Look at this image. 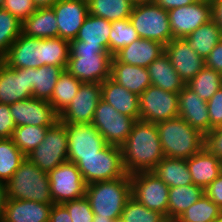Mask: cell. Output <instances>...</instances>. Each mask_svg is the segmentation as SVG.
Here are the masks:
<instances>
[{
	"mask_svg": "<svg viewBox=\"0 0 222 222\" xmlns=\"http://www.w3.org/2000/svg\"><path fill=\"white\" fill-rule=\"evenodd\" d=\"M70 54V41L60 38H34L23 33L10 46L3 62L10 68H39L54 65L64 70Z\"/></svg>",
	"mask_w": 222,
	"mask_h": 222,
	"instance_id": "obj_1",
	"label": "cell"
},
{
	"mask_svg": "<svg viewBox=\"0 0 222 222\" xmlns=\"http://www.w3.org/2000/svg\"><path fill=\"white\" fill-rule=\"evenodd\" d=\"M127 174L151 171L163 158L157 125L138 120L120 146Z\"/></svg>",
	"mask_w": 222,
	"mask_h": 222,
	"instance_id": "obj_2",
	"label": "cell"
},
{
	"mask_svg": "<svg viewBox=\"0 0 222 222\" xmlns=\"http://www.w3.org/2000/svg\"><path fill=\"white\" fill-rule=\"evenodd\" d=\"M112 57L105 47L73 39L66 70L82 83H102L110 78Z\"/></svg>",
	"mask_w": 222,
	"mask_h": 222,
	"instance_id": "obj_3",
	"label": "cell"
},
{
	"mask_svg": "<svg viewBox=\"0 0 222 222\" xmlns=\"http://www.w3.org/2000/svg\"><path fill=\"white\" fill-rule=\"evenodd\" d=\"M85 196L90 202L94 215L114 221L120 220L125 204L131 197L130 175L88 184Z\"/></svg>",
	"mask_w": 222,
	"mask_h": 222,
	"instance_id": "obj_4",
	"label": "cell"
},
{
	"mask_svg": "<svg viewBox=\"0 0 222 222\" xmlns=\"http://www.w3.org/2000/svg\"><path fill=\"white\" fill-rule=\"evenodd\" d=\"M156 125L164 157L187 160L204 147V135L181 117Z\"/></svg>",
	"mask_w": 222,
	"mask_h": 222,
	"instance_id": "obj_5",
	"label": "cell"
},
{
	"mask_svg": "<svg viewBox=\"0 0 222 222\" xmlns=\"http://www.w3.org/2000/svg\"><path fill=\"white\" fill-rule=\"evenodd\" d=\"M6 189L7 198L54 204L47 173L27 157L6 182Z\"/></svg>",
	"mask_w": 222,
	"mask_h": 222,
	"instance_id": "obj_6",
	"label": "cell"
},
{
	"mask_svg": "<svg viewBox=\"0 0 222 222\" xmlns=\"http://www.w3.org/2000/svg\"><path fill=\"white\" fill-rule=\"evenodd\" d=\"M138 36L167 45L173 38L168 11L152 0L134 5L129 17Z\"/></svg>",
	"mask_w": 222,
	"mask_h": 222,
	"instance_id": "obj_7",
	"label": "cell"
},
{
	"mask_svg": "<svg viewBox=\"0 0 222 222\" xmlns=\"http://www.w3.org/2000/svg\"><path fill=\"white\" fill-rule=\"evenodd\" d=\"M76 166L87 185L99 181L114 180L127 174L123 165L121 147L115 145L107 144L97 152V155L81 157Z\"/></svg>",
	"mask_w": 222,
	"mask_h": 222,
	"instance_id": "obj_8",
	"label": "cell"
},
{
	"mask_svg": "<svg viewBox=\"0 0 222 222\" xmlns=\"http://www.w3.org/2000/svg\"><path fill=\"white\" fill-rule=\"evenodd\" d=\"M41 171H52L68 161V138L65 125L58 121L49 127L44 140L26 156Z\"/></svg>",
	"mask_w": 222,
	"mask_h": 222,
	"instance_id": "obj_9",
	"label": "cell"
},
{
	"mask_svg": "<svg viewBox=\"0 0 222 222\" xmlns=\"http://www.w3.org/2000/svg\"><path fill=\"white\" fill-rule=\"evenodd\" d=\"M179 93L149 86L139 96V120L160 123L178 117Z\"/></svg>",
	"mask_w": 222,
	"mask_h": 222,
	"instance_id": "obj_10",
	"label": "cell"
},
{
	"mask_svg": "<svg viewBox=\"0 0 222 222\" xmlns=\"http://www.w3.org/2000/svg\"><path fill=\"white\" fill-rule=\"evenodd\" d=\"M136 119L117 112L110 104L100 100L92 124L104 137L108 145L121 146L132 132Z\"/></svg>",
	"mask_w": 222,
	"mask_h": 222,
	"instance_id": "obj_11",
	"label": "cell"
},
{
	"mask_svg": "<svg viewBox=\"0 0 222 222\" xmlns=\"http://www.w3.org/2000/svg\"><path fill=\"white\" fill-rule=\"evenodd\" d=\"M131 196L150 210L167 219L169 186L151 171L130 174Z\"/></svg>",
	"mask_w": 222,
	"mask_h": 222,
	"instance_id": "obj_12",
	"label": "cell"
},
{
	"mask_svg": "<svg viewBox=\"0 0 222 222\" xmlns=\"http://www.w3.org/2000/svg\"><path fill=\"white\" fill-rule=\"evenodd\" d=\"M47 175L54 204H63L85 196L87 184L76 164L67 161Z\"/></svg>",
	"mask_w": 222,
	"mask_h": 222,
	"instance_id": "obj_13",
	"label": "cell"
},
{
	"mask_svg": "<svg viewBox=\"0 0 222 222\" xmlns=\"http://www.w3.org/2000/svg\"><path fill=\"white\" fill-rule=\"evenodd\" d=\"M68 161L76 164L81 157L97 155L106 145L104 137L93 124H67Z\"/></svg>",
	"mask_w": 222,
	"mask_h": 222,
	"instance_id": "obj_14",
	"label": "cell"
},
{
	"mask_svg": "<svg viewBox=\"0 0 222 222\" xmlns=\"http://www.w3.org/2000/svg\"><path fill=\"white\" fill-rule=\"evenodd\" d=\"M168 18L174 39L183 38L212 19L210 0L168 10Z\"/></svg>",
	"mask_w": 222,
	"mask_h": 222,
	"instance_id": "obj_15",
	"label": "cell"
},
{
	"mask_svg": "<svg viewBox=\"0 0 222 222\" xmlns=\"http://www.w3.org/2000/svg\"><path fill=\"white\" fill-rule=\"evenodd\" d=\"M101 97V83H81L76 96L59 115V121L67 124H92Z\"/></svg>",
	"mask_w": 222,
	"mask_h": 222,
	"instance_id": "obj_16",
	"label": "cell"
},
{
	"mask_svg": "<svg viewBox=\"0 0 222 222\" xmlns=\"http://www.w3.org/2000/svg\"><path fill=\"white\" fill-rule=\"evenodd\" d=\"M10 113L15 126H53L59 121V114L47 101L34 97L10 104Z\"/></svg>",
	"mask_w": 222,
	"mask_h": 222,
	"instance_id": "obj_17",
	"label": "cell"
},
{
	"mask_svg": "<svg viewBox=\"0 0 222 222\" xmlns=\"http://www.w3.org/2000/svg\"><path fill=\"white\" fill-rule=\"evenodd\" d=\"M33 97L31 68H10L0 61V103L12 104Z\"/></svg>",
	"mask_w": 222,
	"mask_h": 222,
	"instance_id": "obj_18",
	"label": "cell"
},
{
	"mask_svg": "<svg viewBox=\"0 0 222 222\" xmlns=\"http://www.w3.org/2000/svg\"><path fill=\"white\" fill-rule=\"evenodd\" d=\"M58 25V37L71 41L88 15L87 0H59L51 7Z\"/></svg>",
	"mask_w": 222,
	"mask_h": 222,
	"instance_id": "obj_19",
	"label": "cell"
},
{
	"mask_svg": "<svg viewBox=\"0 0 222 222\" xmlns=\"http://www.w3.org/2000/svg\"><path fill=\"white\" fill-rule=\"evenodd\" d=\"M165 54L185 84L205 66V59L192 50L183 38L172 39L165 45Z\"/></svg>",
	"mask_w": 222,
	"mask_h": 222,
	"instance_id": "obj_20",
	"label": "cell"
},
{
	"mask_svg": "<svg viewBox=\"0 0 222 222\" xmlns=\"http://www.w3.org/2000/svg\"><path fill=\"white\" fill-rule=\"evenodd\" d=\"M178 117L183 118L192 128H196L203 135L210 131L207 102L187 86L179 92Z\"/></svg>",
	"mask_w": 222,
	"mask_h": 222,
	"instance_id": "obj_21",
	"label": "cell"
},
{
	"mask_svg": "<svg viewBox=\"0 0 222 222\" xmlns=\"http://www.w3.org/2000/svg\"><path fill=\"white\" fill-rule=\"evenodd\" d=\"M165 53V45L158 41L139 38L118 51L114 57L120 63L147 68Z\"/></svg>",
	"mask_w": 222,
	"mask_h": 222,
	"instance_id": "obj_22",
	"label": "cell"
},
{
	"mask_svg": "<svg viewBox=\"0 0 222 222\" xmlns=\"http://www.w3.org/2000/svg\"><path fill=\"white\" fill-rule=\"evenodd\" d=\"M52 205L7 198L2 222H49Z\"/></svg>",
	"mask_w": 222,
	"mask_h": 222,
	"instance_id": "obj_23",
	"label": "cell"
},
{
	"mask_svg": "<svg viewBox=\"0 0 222 222\" xmlns=\"http://www.w3.org/2000/svg\"><path fill=\"white\" fill-rule=\"evenodd\" d=\"M110 78L138 96L151 86L147 68L120 63L114 56L111 60Z\"/></svg>",
	"mask_w": 222,
	"mask_h": 222,
	"instance_id": "obj_24",
	"label": "cell"
},
{
	"mask_svg": "<svg viewBox=\"0 0 222 222\" xmlns=\"http://www.w3.org/2000/svg\"><path fill=\"white\" fill-rule=\"evenodd\" d=\"M101 99L110 104L117 112L139 120V96L111 78L101 83Z\"/></svg>",
	"mask_w": 222,
	"mask_h": 222,
	"instance_id": "obj_25",
	"label": "cell"
},
{
	"mask_svg": "<svg viewBox=\"0 0 222 222\" xmlns=\"http://www.w3.org/2000/svg\"><path fill=\"white\" fill-rule=\"evenodd\" d=\"M193 184L206 188L222 172V161L211 155L205 147L186 160Z\"/></svg>",
	"mask_w": 222,
	"mask_h": 222,
	"instance_id": "obj_26",
	"label": "cell"
},
{
	"mask_svg": "<svg viewBox=\"0 0 222 222\" xmlns=\"http://www.w3.org/2000/svg\"><path fill=\"white\" fill-rule=\"evenodd\" d=\"M147 69L152 86L174 93H179L186 86L165 53L155 59Z\"/></svg>",
	"mask_w": 222,
	"mask_h": 222,
	"instance_id": "obj_27",
	"label": "cell"
},
{
	"mask_svg": "<svg viewBox=\"0 0 222 222\" xmlns=\"http://www.w3.org/2000/svg\"><path fill=\"white\" fill-rule=\"evenodd\" d=\"M22 33L34 38L58 37V25L52 8H38L22 23Z\"/></svg>",
	"mask_w": 222,
	"mask_h": 222,
	"instance_id": "obj_28",
	"label": "cell"
},
{
	"mask_svg": "<svg viewBox=\"0 0 222 222\" xmlns=\"http://www.w3.org/2000/svg\"><path fill=\"white\" fill-rule=\"evenodd\" d=\"M204 195V188L195 185H184L169 188L167 221L174 222L185 210Z\"/></svg>",
	"mask_w": 222,
	"mask_h": 222,
	"instance_id": "obj_29",
	"label": "cell"
},
{
	"mask_svg": "<svg viewBox=\"0 0 222 222\" xmlns=\"http://www.w3.org/2000/svg\"><path fill=\"white\" fill-rule=\"evenodd\" d=\"M170 188L193 183L186 160L164 157L152 170Z\"/></svg>",
	"mask_w": 222,
	"mask_h": 222,
	"instance_id": "obj_30",
	"label": "cell"
},
{
	"mask_svg": "<svg viewBox=\"0 0 222 222\" xmlns=\"http://www.w3.org/2000/svg\"><path fill=\"white\" fill-rule=\"evenodd\" d=\"M111 28V21L88 13L75 39L84 41L85 45L105 47L109 51Z\"/></svg>",
	"mask_w": 222,
	"mask_h": 222,
	"instance_id": "obj_31",
	"label": "cell"
},
{
	"mask_svg": "<svg viewBox=\"0 0 222 222\" xmlns=\"http://www.w3.org/2000/svg\"><path fill=\"white\" fill-rule=\"evenodd\" d=\"M183 39L192 50L206 59L209 53L222 39V30L219 25L211 19L188 36L183 37Z\"/></svg>",
	"mask_w": 222,
	"mask_h": 222,
	"instance_id": "obj_32",
	"label": "cell"
},
{
	"mask_svg": "<svg viewBox=\"0 0 222 222\" xmlns=\"http://www.w3.org/2000/svg\"><path fill=\"white\" fill-rule=\"evenodd\" d=\"M63 70V68L54 65L31 68V86L33 87V97L49 101L56 82L58 81Z\"/></svg>",
	"mask_w": 222,
	"mask_h": 222,
	"instance_id": "obj_33",
	"label": "cell"
},
{
	"mask_svg": "<svg viewBox=\"0 0 222 222\" xmlns=\"http://www.w3.org/2000/svg\"><path fill=\"white\" fill-rule=\"evenodd\" d=\"M88 13L108 21L129 19L134 4L129 0H87Z\"/></svg>",
	"mask_w": 222,
	"mask_h": 222,
	"instance_id": "obj_34",
	"label": "cell"
},
{
	"mask_svg": "<svg viewBox=\"0 0 222 222\" xmlns=\"http://www.w3.org/2000/svg\"><path fill=\"white\" fill-rule=\"evenodd\" d=\"M81 83V81L76 79L66 69L60 74V77L53 89L51 99L48 101L59 115L76 96Z\"/></svg>",
	"mask_w": 222,
	"mask_h": 222,
	"instance_id": "obj_35",
	"label": "cell"
},
{
	"mask_svg": "<svg viewBox=\"0 0 222 222\" xmlns=\"http://www.w3.org/2000/svg\"><path fill=\"white\" fill-rule=\"evenodd\" d=\"M186 86L207 102L222 87V73L204 66Z\"/></svg>",
	"mask_w": 222,
	"mask_h": 222,
	"instance_id": "obj_36",
	"label": "cell"
},
{
	"mask_svg": "<svg viewBox=\"0 0 222 222\" xmlns=\"http://www.w3.org/2000/svg\"><path fill=\"white\" fill-rule=\"evenodd\" d=\"M25 158L11 138H0V182L6 183L12 178Z\"/></svg>",
	"mask_w": 222,
	"mask_h": 222,
	"instance_id": "obj_37",
	"label": "cell"
},
{
	"mask_svg": "<svg viewBox=\"0 0 222 222\" xmlns=\"http://www.w3.org/2000/svg\"><path fill=\"white\" fill-rule=\"evenodd\" d=\"M222 209L205 194L174 222H216Z\"/></svg>",
	"mask_w": 222,
	"mask_h": 222,
	"instance_id": "obj_38",
	"label": "cell"
},
{
	"mask_svg": "<svg viewBox=\"0 0 222 222\" xmlns=\"http://www.w3.org/2000/svg\"><path fill=\"white\" fill-rule=\"evenodd\" d=\"M51 126L23 125L17 126L11 139L13 143L27 156L44 140L47 130Z\"/></svg>",
	"mask_w": 222,
	"mask_h": 222,
	"instance_id": "obj_39",
	"label": "cell"
},
{
	"mask_svg": "<svg viewBox=\"0 0 222 222\" xmlns=\"http://www.w3.org/2000/svg\"><path fill=\"white\" fill-rule=\"evenodd\" d=\"M130 19L112 21V28L109 35V52L114 56L118 51L139 39Z\"/></svg>",
	"mask_w": 222,
	"mask_h": 222,
	"instance_id": "obj_40",
	"label": "cell"
},
{
	"mask_svg": "<svg viewBox=\"0 0 222 222\" xmlns=\"http://www.w3.org/2000/svg\"><path fill=\"white\" fill-rule=\"evenodd\" d=\"M120 219L122 222H168L163 214L148 209L132 196L126 202Z\"/></svg>",
	"mask_w": 222,
	"mask_h": 222,
	"instance_id": "obj_41",
	"label": "cell"
},
{
	"mask_svg": "<svg viewBox=\"0 0 222 222\" xmlns=\"http://www.w3.org/2000/svg\"><path fill=\"white\" fill-rule=\"evenodd\" d=\"M70 214L72 222H93L94 213L86 196L62 204Z\"/></svg>",
	"mask_w": 222,
	"mask_h": 222,
	"instance_id": "obj_42",
	"label": "cell"
},
{
	"mask_svg": "<svg viewBox=\"0 0 222 222\" xmlns=\"http://www.w3.org/2000/svg\"><path fill=\"white\" fill-rule=\"evenodd\" d=\"M3 9L23 23L38 8L32 0H4Z\"/></svg>",
	"mask_w": 222,
	"mask_h": 222,
	"instance_id": "obj_43",
	"label": "cell"
},
{
	"mask_svg": "<svg viewBox=\"0 0 222 222\" xmlns=\"http://www.w3.org/2000/svg\"><path fill=\"white\" fill-rule=\"evenodd\" d=\"M204 147L211 155L222 161V125L204 135Z\"/></svg>",
	"mask_w": 222,
	"mask_h": 222,
	"instance_id": "obj_44",
	"label": "cell"
},
{
	"mask_svg": "<svg viewBox=\"0 0 222 222\" xmlns=\"http://www.w3.org/2000/svg\"><path fill=\"white\" fill-rule=\"evenodd\" d=\"M210 131L222 125V87L207 101Z\"/></svg>",
	"mask_w": 222,
	"mask_h": 222,
	"instance_id": "obj_45",
	"label": "cell"
},
{
	"mask_svg": "<svg viewBox=\"0 0 222 222\" xmlns=\"http://www.w3.org/2000/svg\"><path fill=\"white\" fill-rule=\"evenodd\" d=\"M15 128L14 119L10 113V105L0 103V138H11Z\"/></svg>",
	"mask_w": 222,
	"mask_h": 222,
	"instance_id": "obj_46",
	"label": "cell"
},
{
	"mask_svg": "<svg viewBox=\"0 0 222 222\" xmlns=\"http://www.w3.org/2000/svg\"><path fill=\"white\" fill-rule=\"evenodd\" d=\"M204 194L222 209V172L204 189Z\"/></svg>",
	"mask_w": 222,
	"mask_h": 222,
	"instance_id": "obj_47",
	"label": "cell"
},
{
	"mask_svg": "<svg viewBox=\"0 0 222 222\" xmlns=\"http://www.w3.org/2000/svg\"><path fill=\"white\" fill-rule=\"evenodd\" d=\"M22 31L0 30V61L6 57L10 46L20 36Z\"/></svg>",
	"mask_w": 222,
	"mask_h": 222,
	"instance_id": "obj_48",
	"label": "cell"
},
{
	"mask_svg": "<svg viewBox=\"0 0 222 222\" xmlns=\"http://www.w3.org/2000/svg\"><path fill=\"white\" fill-rule=\"evenodd\" d=\"M0 30L22 31V23L7 10L0 8Z\"/></svg>",
	"mask_w": 222,
	"mask_h": 222,
	"instance_id": "obj_49",
	"label": "cell"
},
{
	"mask_svg": "<svg viewBox=\"0 0 222 222\" xmlns=\"http://www.w3.org/2000/svg\"><path fill=\"white\" fill-rule=\"evenodd\" d=\"M205 66L222 73V39L205 59Z\"/></svg>",
	"mask_w": 222,
	"mask_h": 222,
	"instance_id": "obj_50",
	"label": "cell"
},
{
	"mask_svg": "<svg viewBox=\"0 0 222 222\" xmlns=\"http://www.w3.org/2000/svg\"><path fill=\"white\" fill-rule=\"evenodd\" d=\"M49 222H72V218L62 204H53L50 211Z\"/></svg>",
	"mask_w": 222,
	"mask_h": 222,
	"instance_id": "obj_51",
	"label": "cell"
},
{
	"mask_svg": "<svg viewBox=\"0 0 222 222\" xmlns=\"http://www.w3.org/2000/svg\"><path fill=\"white\" fill-rule=\"evenodd\" d=\"M155 4L159 5L165 10H170L177 7L187 6L199 0H152Z\"/></svg>",
	"mask_w": 222,
	"mask_h": 222,
	"instance_id": "obj_52",
	"label": "cell"
},
{
	"mask_svg": "<svg viewBox=\"0 0 222 222\" xmlns=\"http://www.w3.org/2000/svg\"><path fill=\"white\" fill-rule=\"evenodd\" d=\"M212 6V19L222 30V0H210Z\"/></svg>",
	"mask_w": 222,
	"mask_h": 222,
	"instance_id": "obj_53",
	"label": "cell"
},
{
	"mask_svg": "<svg viewBox=\"0 0 222 222\" xmlns=\"http://www.w3.org/2000/svg\"><path fill=\"white\" fill-rule=\"evenodd\" d=\"M6 202H7L6 183L0 182V222H2V220H3Z\"/></svg>",
	"mask_w": 222,
	"mask_h": 222,
	"instance_id": "obj_54",
	"label": "cell"
},
{
	"mask_svg": "<svg viewBox=\"0 0 222 222\" xmlns=\"http://www.w3.org/2000/svg\"><path fill=\"white\" fill-rule=\"evenodd\" d=\"M37 8H51L59 0H32Z\"/></svg>",
	"mask_w": 222,
	"mask_h": 222,
	"instance_id": "obj_55",
	"label": "cell"
},
{
	"mask_svg": "<svg viewBox=\"0 0 222 222\" xmlns=\"http://www.w3.org/2000/svg\"><path fill=\"white\" fill-rule=\"evenodd\" d=\"M113 219L103 218L100 215H94L93 222H113Z\"/></svg>",
	"mask_w": 222,
	"mask_h": 222,
	"instance_id": "obj_56",
	"label": "cell"
},
{
	"mask_svg": "<svg viewBox=\"0 0 222 222\" xmlns=\"http://www.w3.org/2000/svg\"><path fill=\"white\" fill-rule=\"evenodd\" d=\"M131 3H133L134 5L140 4V3H144V2H148L151 0H129Z\"/></svg>",
	"mask_w": 222,
	"mask_h": 222,
	"instance_id": "obj_57",
	"label": "cell"
},
{
	"mask_svg": "<svg viewBox=\"0 0 222 222\" xmlns=\"http://www.w3.org/2000/svg\"><path fill=\"white\" fill-rule=\"evenodd\" d=\"M216 222H222V212L220 213V216L217 218Z\"/></svg>",
	"mask_w": 222,
	"mask_h": 222,
	"instance_id": "obj_58",
	"label": "cell"
},
{
	"mask_svg": "<svg viewBox=\"0 0 222 222\" xmlns=\"http://www.w3.org/2000/svg\"><path fill=\"white\" fill-rule=\"evenodd\" d=\"M4 0H0V8H2Z\"/></svg>",
	"mask_w": 222,
	"mask_h": 222,
	"instance_id": "obj_59",
	"label": "cell"
}]
</instances>
